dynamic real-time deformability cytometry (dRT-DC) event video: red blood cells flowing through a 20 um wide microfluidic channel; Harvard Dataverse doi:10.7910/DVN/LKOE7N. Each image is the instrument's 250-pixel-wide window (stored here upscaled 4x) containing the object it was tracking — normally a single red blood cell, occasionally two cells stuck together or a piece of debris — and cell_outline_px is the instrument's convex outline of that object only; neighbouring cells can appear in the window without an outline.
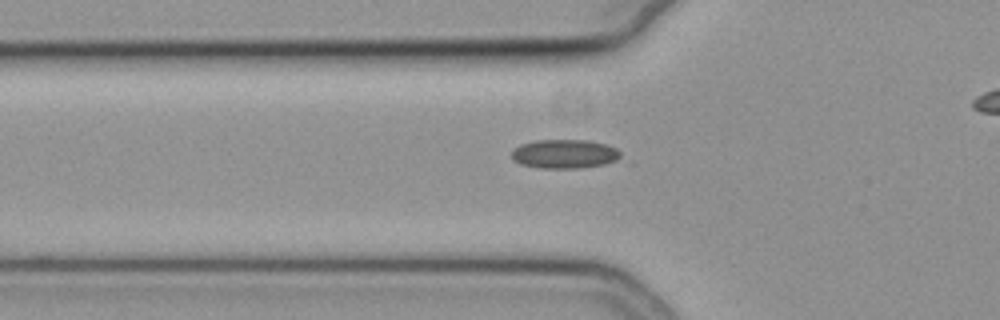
{"species": "common noctule bat (a hibernating species)", "species_latin": "Nyctalus noctula", "temperature_condition": "cold", "stored_images_in_passage": 39, "camera_frame_rate_fps": 3000, "um_per_image_px": 0.085, "animal": {"sex": "female", "body_mass_g": 19.3, "forearm_length_mm": 54.1}, "frame": {"image": 1, "passage_image": 10, "time_ms": 3.0, "image_size_px": [1000, 320], "cell_outline_px": [[624, 160], [604, 164], [580, 168], [540, 168], [520, 164], [512, 160], [512, 152], [520, 144], [536, 140], [588, 140], [604, 144], [616, 148], [620, 152]], "centroid_in_image_um": [48.03, 13.09], "position_along_channel_um": 77.8, "area_um2": 18.61}}
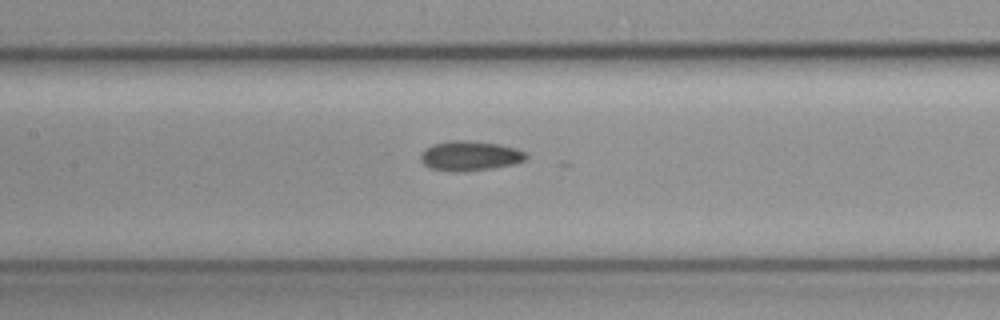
{"frame": {"image": 2, "passage_image": 17, "time_ms": 5.333, "image_size_px": [1000, 320], "cell_outline_px": [[528, 156], [524, 160], [516, 164], [492, 168], [464, 172], [448, 172], [428, 168], [420, 160], [420, 156], [424, 148], [436, 144], [452, 140], [464, 140], [500, 144], [516, 148], [524, 152]], "centroid_in_image_um": [39.92, 13.26], "position_along_channel_um": 167.5, "area_um2": 18.5}}
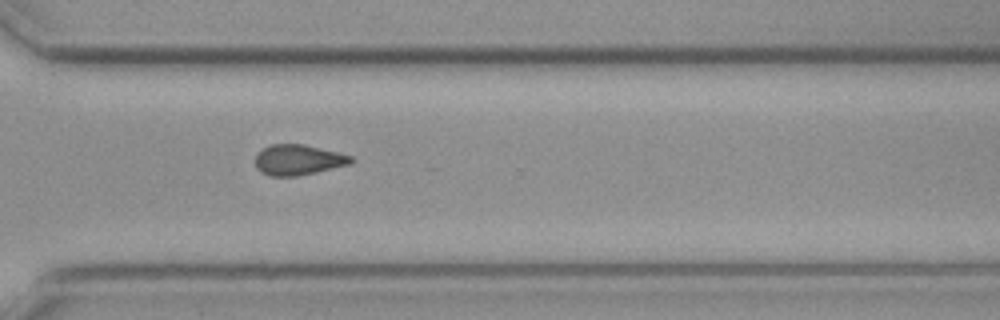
{"frame": {"image": 3, "passage_image": 31, "time_ms": 10.0, "image_size_px": [1000, 320], "cell_outline_px": [[352, 164], [316, 172], [296, 176], [268, 176], [260, 172], [256, 168], [256, 152], [272, 144], [304, 144], [352, 156]], "centroid_in_image_um": [25.32, 13.59], "position_along_channel_um": 345.3, "area_um2": 16.99}}